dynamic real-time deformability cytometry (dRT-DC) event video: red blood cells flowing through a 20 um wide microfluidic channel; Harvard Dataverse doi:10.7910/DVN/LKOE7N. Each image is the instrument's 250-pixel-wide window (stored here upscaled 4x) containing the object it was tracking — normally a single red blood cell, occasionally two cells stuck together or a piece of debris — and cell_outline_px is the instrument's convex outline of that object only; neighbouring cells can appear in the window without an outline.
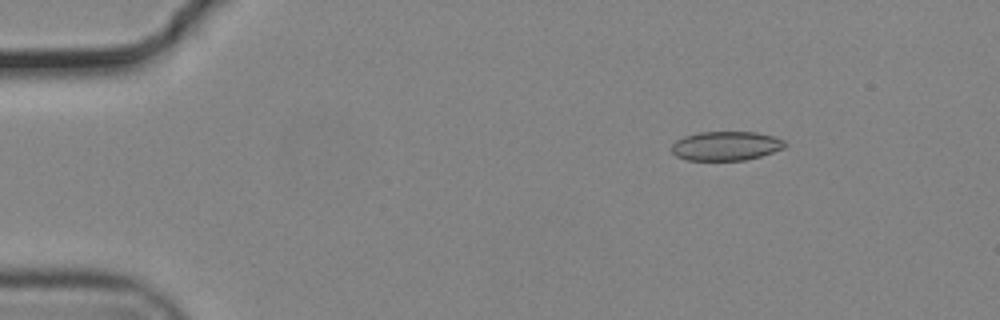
{"species": "common noctule bat (a hibernating species)", "species_latin": "Nyctalus noctula", "temperature_condition": "cold", "stored_images_in_passage": 55, "camera_frame_rate_fps": 3000, "um_per_image_px": 0.085, "animal": {"sex": "male", "body_mass_g": 19.2, "forearm_length_mm": 51.8}, "frame": {"image": 1, "passage_image": 8, "time_ms": 2.333, "image_size_px": [1000, 320], "cell_outline_px": [[788, 144], [784, 148], [760, 156], [744, 160], [688, 160], [676, 156], [672, 152], [672, 144], [676, 140], [684, 136], [700, 132], [756, 132], [772, 136], [784, 140]], "centroid_in_image_um": [61.7, 12.4], "position_along_channel_um": 23.3, "area_um2": 19.19}}
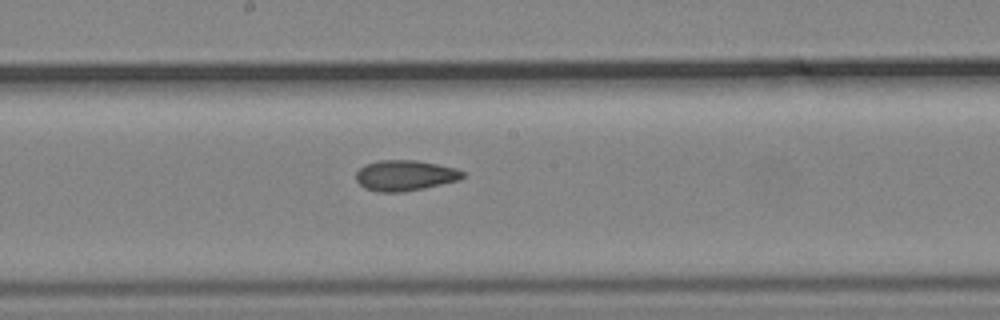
{"frame": {"image": 2, "passage_image": 30, "time_ms": 9.667, "image_size_px": [1000, 320], "cell_outline_px": [[464, 176], [460, 180], [424, 188], [404, 192], [376, 192], [364, 188], [356, 180], [356, 172], [364, 164], [376, 160], [416, 160], [456, 168], [464, 172]], "centroid_in_image_um": [34.4, 14.91], "position_along_channel_um": 213.8, "area_um2": 19.19}}
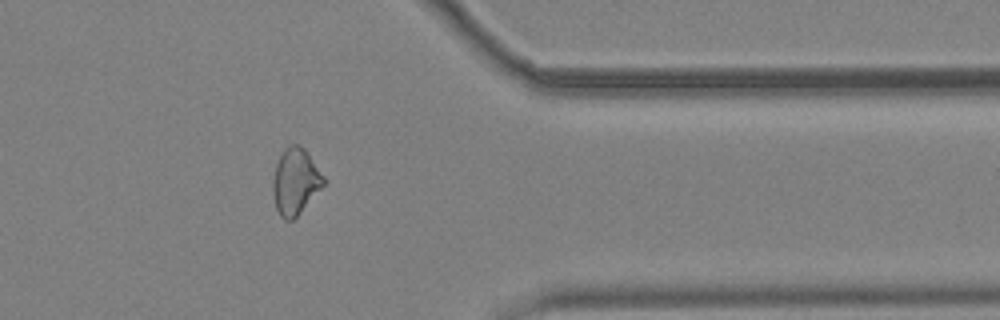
{"frame": {"image": 3, "passage_image": 45, "time_ms": 14.667, "image_size_px": [1000, 320], "cell_outline_px": [[324, 184], [300, 212], [292, 220], [284, 220], [280, 216], [276, 208], [272, 192], [272, 180], [276, 164], [284, 148], [288, 144], [300, 144], [304, 148], [324, 176]], "centroid_in_image_um": [25.07, 15.4], "position_along_channel_um": 386.3, "area_um2": 19.42}, "authors_computed_cell_mechanics": {"area_um2": 19.4786, "velocity_mm_per_s": 3.7231, "shape_relaxation_time_tau1_ms": null, "shape_relaxation_time_tau2_ms": 4.6423, "deformation_change_tau1": null, "deformation_change_tau2": 0.1102}}